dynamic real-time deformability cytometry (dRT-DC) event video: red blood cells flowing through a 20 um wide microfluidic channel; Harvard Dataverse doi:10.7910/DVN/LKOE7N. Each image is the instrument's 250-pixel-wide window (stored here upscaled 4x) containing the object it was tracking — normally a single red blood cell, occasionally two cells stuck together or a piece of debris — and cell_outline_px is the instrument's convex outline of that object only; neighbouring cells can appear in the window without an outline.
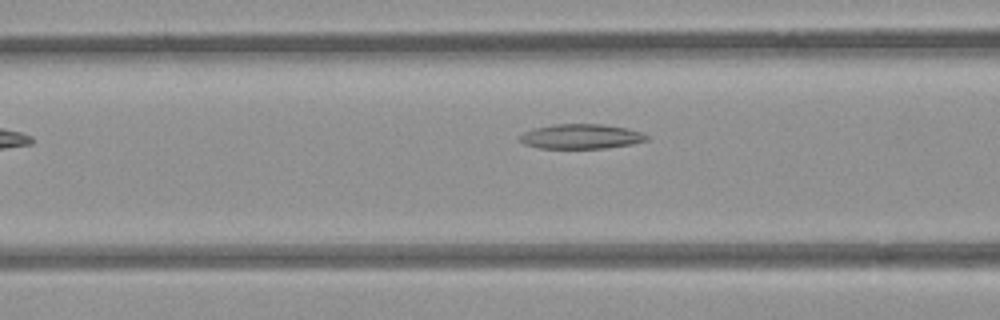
{"species": "common noctule bat (a hibernating species)", "species_latin": "Nyctalus noctula", "temperature_condition": "room temperature", "stored_images_in_passage": 27, "camera_frame_rate_fps": 3000, "um_per_image_px": 0.085, "animal": {"sex": "female", "body_mass_g": 21.9}, "frame": {"image": 1, "passage_image": 6, "time_ms": 1.667, "image_size_px": [1000, 320], "cell_outline_px": [[648, 140], [632, 144], [604, 148], [540, 148], [524, 144], [520, 140], [520, 136], [524, 132], [536, 128], [552, 124], [600, 124], [628, 128], [640, 132], [648, 136]], "centroid_in_image_um": [49.4, 11.6], "position_along_channel_um": 117.2, "area_um2": 18.15}}
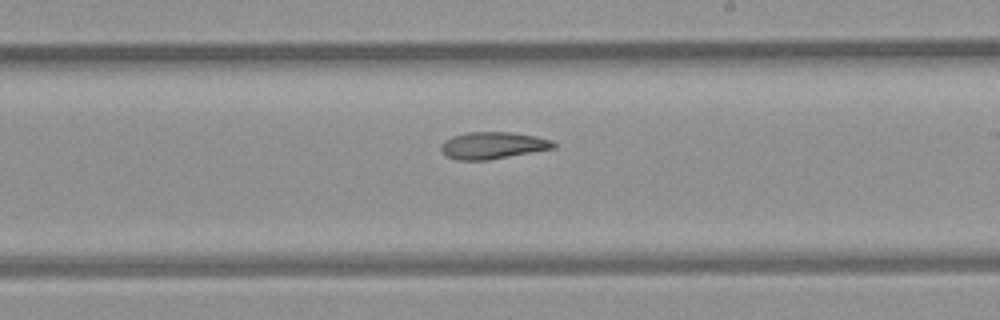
{"frame": {"image": 2, "passage_image": 16, "time_ms": 5.0, "image_size_px": [1000, 320], "cell_outline_px": [[556, 148], [488, 160], [456, 160], [448, 156], [440, 148], [440, 144], [444, 140], [452, 136], [468, 132], [512, 132], [536, 136], [552, 140], [556, 144]], "centroid_in_image_um": [41.9, 12.35], "position_along_channel_um": 247.1, "area_um2": 17.74}}
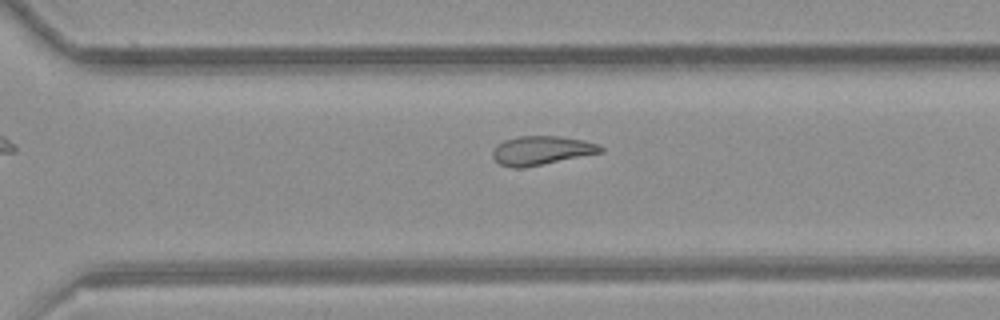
{"frame": {"image": 3, "passage_image": 22, "time_ms": 7.0, "image_size_px": [1000, 320], "cell_outline_px": [[604, 152], [520, 168], [512, 168], [500, 164], [492, 156], [492, 152], [504, 140], [520, 136], [560, 136], [584, 140], [596, 144], [604, 148]], "centroid_in_image_um": [46.04, 12.78], "position_along_channel_um": 324.6, "area_um2": 17.86}}